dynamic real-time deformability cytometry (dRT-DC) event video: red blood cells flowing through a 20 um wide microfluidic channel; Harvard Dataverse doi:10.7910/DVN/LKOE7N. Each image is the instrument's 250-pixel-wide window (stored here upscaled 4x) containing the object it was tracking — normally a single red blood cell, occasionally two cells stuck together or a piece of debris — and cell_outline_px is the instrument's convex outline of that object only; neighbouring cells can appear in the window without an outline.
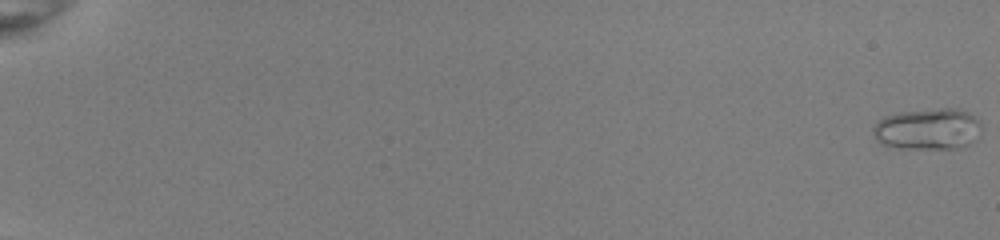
{"species": "common noctule bat (a hibernating species)", "species_latin": "Nyctalus noctula", "temperature_condition": "room temperature", "stored_images_in_passage": 54, "camera_frame_rate_fps": 3000, "um_per_image_px": 0.085, "animal": {"sex": "female", "body_mass_g": 22.0, "forearm_length_mm": 56.7}, "frame": {"image": 1, "passage_image": 1, "time_ms": 0.0, "image_size_px": [1000, 240], "cell_outline_px": [[980, 128], [976, 140], [960, 148], [900, 148], [880, 144], [876, 140], [872, 132], [872, 128], [884, 116], [900, 112], [940, 108], [960, 108], [968, 112], [980, 120]], "centroid_in_image_um": [78.87, 10.96], "position_along_channel_um": 6.1, "area_um2": 26.24}, "authors_computed_cell_mechanics": {"area_um2": 19.1607, "velocity_mm_per_s": 4.0245, "shape_relaxation_time_tau1_ms": 0.5368, "shape_relaxation_time_tau2_ms": null, "deformation_change_tau1": 0.0538, "deformation_change_tau2": null}}